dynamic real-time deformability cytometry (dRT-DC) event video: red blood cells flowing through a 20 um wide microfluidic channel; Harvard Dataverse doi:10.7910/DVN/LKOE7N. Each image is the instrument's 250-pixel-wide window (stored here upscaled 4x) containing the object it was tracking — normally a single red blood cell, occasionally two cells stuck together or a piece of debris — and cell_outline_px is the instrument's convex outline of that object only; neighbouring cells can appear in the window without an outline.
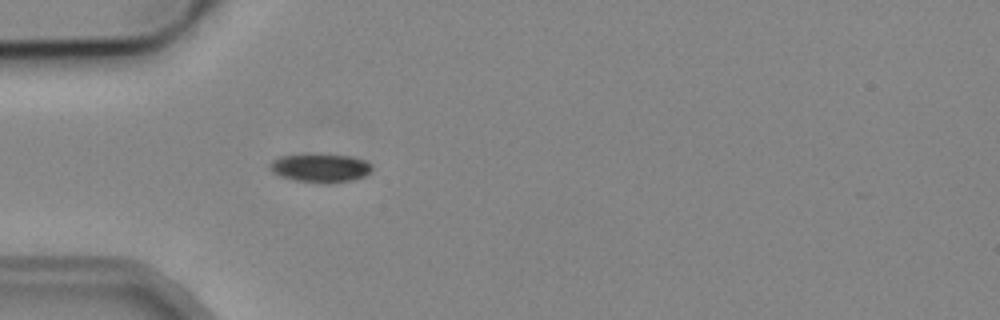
{"species": "common noctule bat (a hibernating species)", "species_latin": "Nyctalus noctula", "temperature_condition": "cold", "stored_images_in_passage": 1, "camera_frame_rate_fps": 3000, "um_per_image_px": 0.085, "animal": {"sex": "male", "body_mass_g": 19.2, "forearm_length_mm": 51.8}, "frame": {"image": 1, "passage_image": 1, "time_ms": 0.0, "image_size_px": [1000, 320], "cell_outline_px": [[372, 168], [364, 176], [348, 180], [292, 180], [280, 176], [272, 172], [268, 164], [276, 156], [348, 156], [364, 160], [372, 164]], "centroid_in_image_um": [27.16, 14.25], "position_along_channel_um": 57.8, "area_um2": 15.66}}